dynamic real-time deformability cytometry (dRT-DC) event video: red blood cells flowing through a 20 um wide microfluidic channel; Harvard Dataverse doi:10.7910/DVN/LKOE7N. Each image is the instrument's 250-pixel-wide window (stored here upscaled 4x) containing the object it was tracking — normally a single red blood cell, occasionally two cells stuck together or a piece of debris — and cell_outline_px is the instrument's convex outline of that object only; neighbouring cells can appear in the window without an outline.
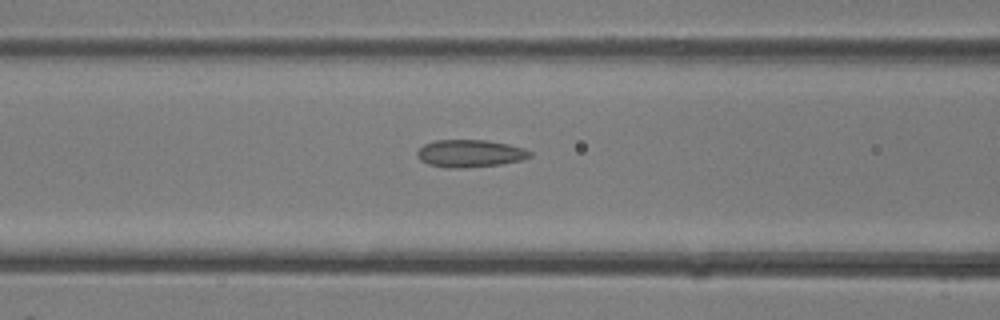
{"species": "common noctule bat (a hibernating species)", "species_latin": "Nyctalus noctula", "temperature_condition": "room temperature", "stored_images_in_passage": 27, "camera_frame_rate_fps": 3000, "um_per_image_px": 0.085, "animal": {"sex": "female"}, "frame": {"image": 1, "passage_image": 5, "time_ms": 1.333, "image_size_px": [1000, 320], "cell_outline_px": [[532, 156], [520, 160], [500, 164], [464, 168], [444, 168], [428, 164], [420, 160], [416, 156], [416, 152], [424, 144], [436, 140], [488, 140], [508, 144], [524, 148], [532, 152]], "centroid_in_image_um": [39.93, 13.04], "position_along_channel_um": 126.7, "area_um2": 18.15}}
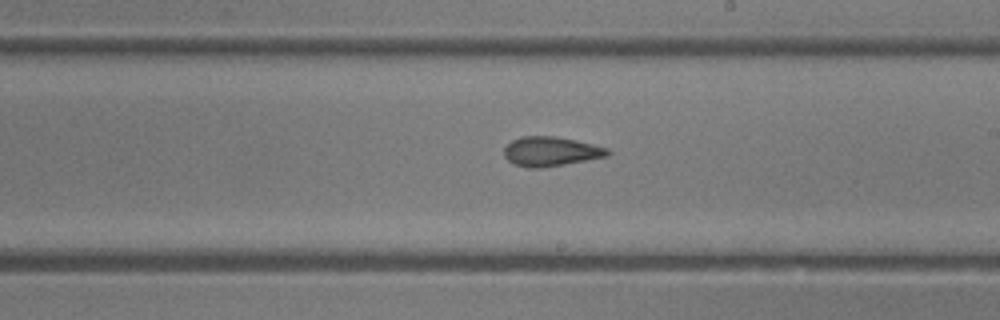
{"frame": {"image": 2, "passage_image": 11, "time_ms": 3.333, "image_size_px": [1000, 320], "cell_outline_px": [[612, 152], [608, 156], [564, 164], [540, 168], [528, 168], [512, 164], [504, 156], [504, 148], [512, 140], [520, 136], [556, 136], [576, 140], [608, 148]], "centroid_in_image_um": [46.8, 12.87], "position_along_channel_um": 242.2, "area_um2": 17.86}}
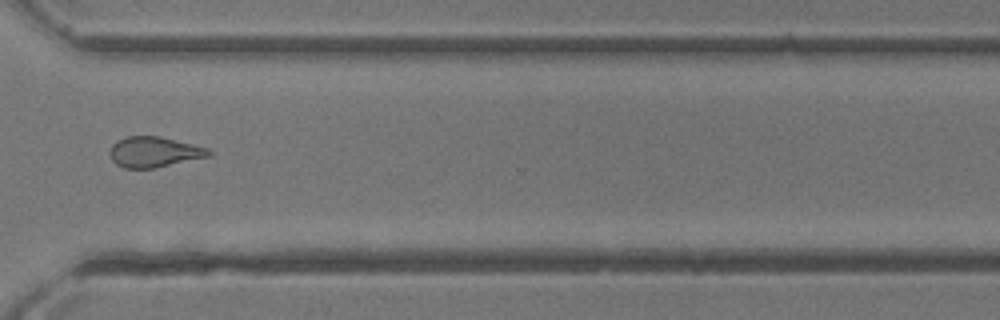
{"frame": {"image": 3, "passage_image": 17, "time_ms": 5.333, "image_size_px": [1000, 320], "cell_outline_px": [[212, 156], [152, 168], [124, 168], [116, 164], [112, 160], [108, 152], [112, 144], [116, 140], [128, 136], [160, 136], [208, 148], [212, 152]], "centroid_in_image_um": [13.08, 12.91], "position_along_channel_um": 357.5, "area_um2": 17.63}}